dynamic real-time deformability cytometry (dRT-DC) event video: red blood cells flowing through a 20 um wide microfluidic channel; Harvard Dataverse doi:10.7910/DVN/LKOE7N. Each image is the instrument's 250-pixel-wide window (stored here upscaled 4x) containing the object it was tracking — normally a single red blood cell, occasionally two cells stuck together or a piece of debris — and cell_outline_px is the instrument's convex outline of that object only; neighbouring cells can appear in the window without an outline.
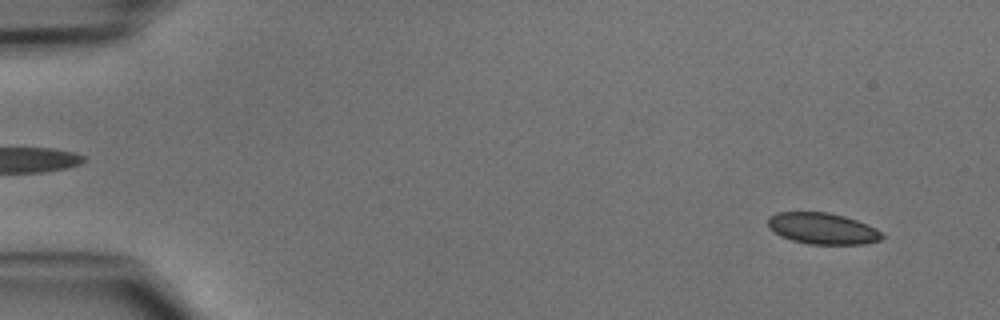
{"species": "common noctule bat (a hibernating species)", "species_latin": "Nyctalus noctula", "temperature_condition": "cold", "stored_images_in_passage": 47, "camera_frame_rate_fps": 3000, "um_per_image_px": 0.085, "animal": {"sex": "male", "body_mass_g": 15.6}, "frame": {"image": 1, "passage_image": 3, "time_ms": 0.667, "image_size_px": [1000, 320], "cell_outline_px": [[884, 236], [880, 240], [864, 244], [808, 244], [792, 240], [780, 236], [768, 228], [768, 216], [776, 212], [828, 212], [844, 216], [868, 224], [876, 228]], "centroid_in_image_um": [69.89, 19.42], "position_along_channel_um": 15.1, "area_um2": 20.92}}
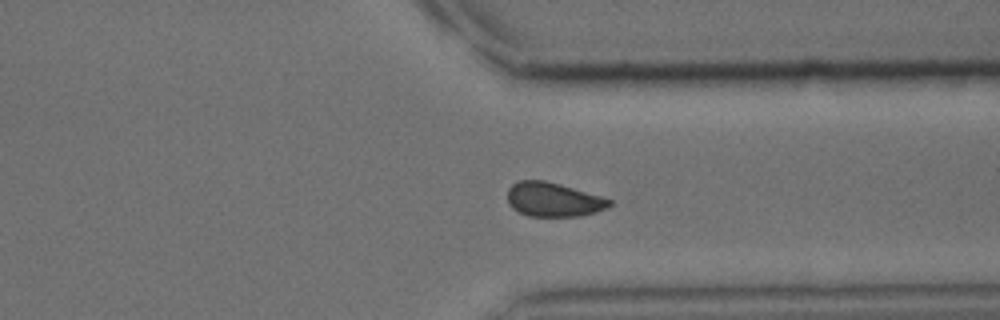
{"frame": {"image": 2, "passage_image": 36, "time_ms": 11.667, "image_size_px": [1000, 320], "cell_outline_px": [[612, 204], [608, 208], [596, 212], [580, 216], [528, 216], [512, 208], [508, 204], [508, 188], [516, 180], [544, 180], [560, 184], [600, 196], [612, 200]], "centroid_in_image_um": [47.02, 16.96], "position_along_channel_um": 364.4, "area_um2": 20.35}}
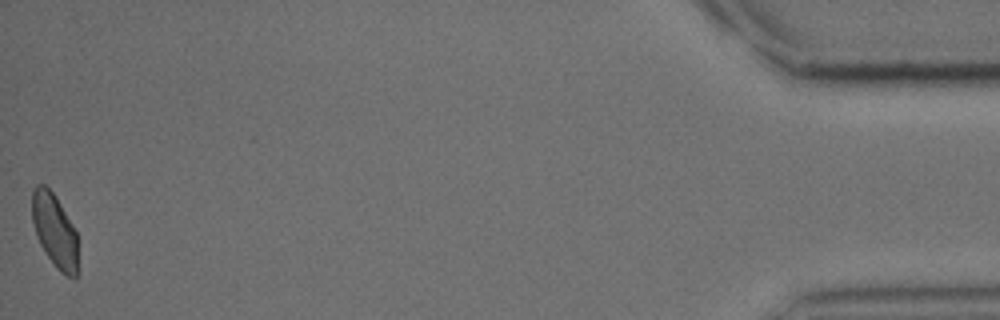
{"frame": {"image": 3, "passage_image": 47, "time_ms": 15.333, "image_size_px": [1000, 320], "cell_outline_px": [[76, 276], [68, 276], [60, 272], [56, 268], [40, 244], [32, 220], [32, 188], [36, 184], [44, 184], [56, 196], [72, 224], [76, 232]], "centroid_in_image_um": [4.61, 19.54], "position_along_channel_um": 430.6, "area_um2": 19.25}}